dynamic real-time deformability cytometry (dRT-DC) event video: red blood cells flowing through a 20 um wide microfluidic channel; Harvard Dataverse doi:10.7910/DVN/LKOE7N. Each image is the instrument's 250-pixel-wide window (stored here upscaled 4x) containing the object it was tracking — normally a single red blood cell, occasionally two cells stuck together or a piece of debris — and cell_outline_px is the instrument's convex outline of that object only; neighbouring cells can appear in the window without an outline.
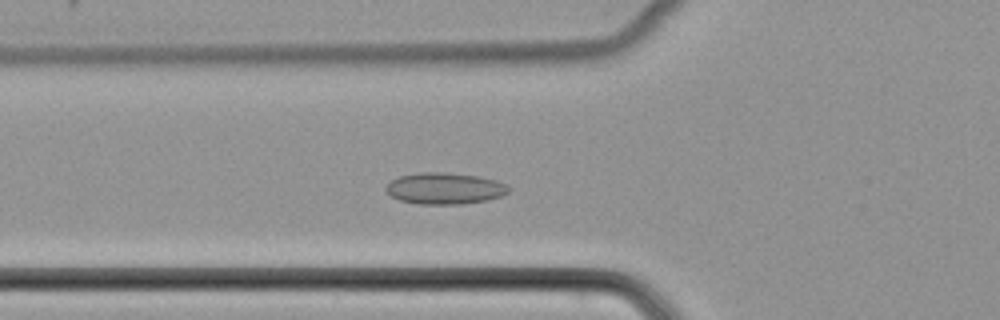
{"species": "common noctule bat (a hibernating species)", "species_latin": "Nyctalus noctula", "temperature_condition": "cold", "stored_images_in_passage": 47, "camera_frame_rate_fps": 3000, "um_per_image_px": 0.085, "animal": {"sex": "female", "body_mass_g": 22.7, "forearm_length_mm": 54.2}, "frame": {"image": 1, "passage_image": 14, "time_ms": 4.333, "image_size_px": [1000, 320], "cell_outline_px": [[512, 188], [508, 192], [500, 196], [488, 200], [460, 204], [416, 204], [400, 200], [392, 196], [384, 188], [392, 180], [400, 176], [420, 172], [444, 172], [476, 176], [496, 180]], "centroid_in_image_um": [37.8, 16.02], "position_along_channel_um": 88.0, "area_um2": 22.37}}
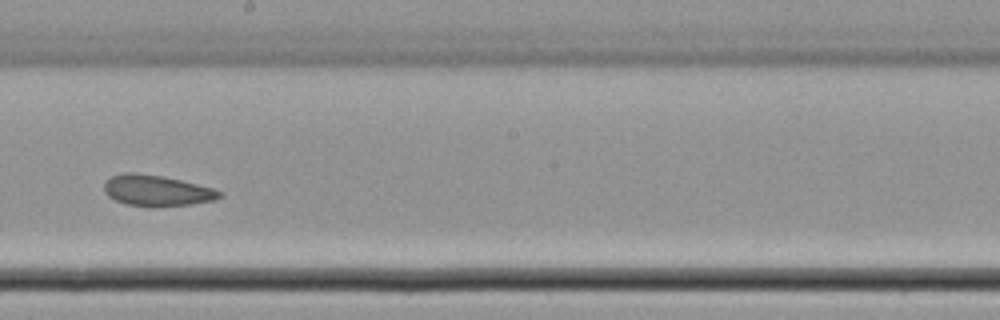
{"frame": {"image": 2, "passage_image": 25, "time_ms": 8.0, "image_size_px": [1000, 320], "cell_outline_px": [[220, 196], [216, 200], [192, 204], [152, 208], [124, 204], [108, 196], [104, 192], [104, 184], [112, 176], [128, 172], [132, 172], [160, 176], [180, 180], [212, 188], [220, 192]], "centroid_in_image_um": [13.29, 16.23], "position_along_channel_um": 234.9, "area_um2": 20.75}}
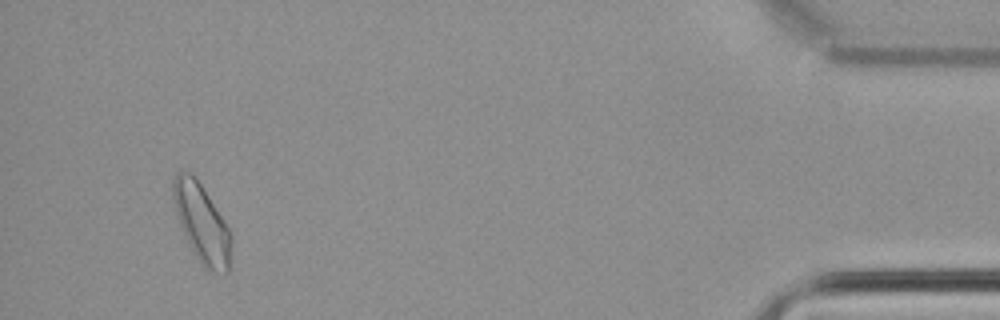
{"frame": {"image": 3, "passage_image": 44, "time_ms": 14.333, "image_size_px": [1000, 320], "cell_outline_px": [[232, 244], [228, 272], [208, 272], [204, 268], [196, 256], [180, 224], [172, 200], [172, 180], [180, 172], [192, 172], [208, 196], [228, 228], [232, 236]], "centroid_in_image_um": [17.15, 18.99], "position_along_channel_um": 418.0, "area_um2": 26.01}}